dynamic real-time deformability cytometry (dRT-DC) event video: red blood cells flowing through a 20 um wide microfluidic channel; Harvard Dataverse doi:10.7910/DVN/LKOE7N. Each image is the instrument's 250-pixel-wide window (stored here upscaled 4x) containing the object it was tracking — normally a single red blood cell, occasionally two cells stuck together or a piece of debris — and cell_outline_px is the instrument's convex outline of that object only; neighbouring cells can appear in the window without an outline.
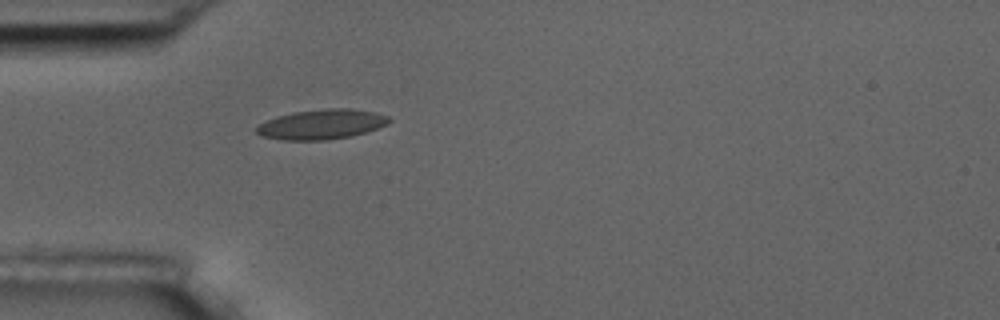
{"species": "common noctule bat (a hibernating species)", "species_latin": "Nyctalus noctula", "temperature_condition": "room temperature", "stored_images_in_passage": 1, "camera_frame_rate_fps": 3000, "um_per_image_px": 0.085, "animal": {"sex": "male", "body_mass_g": 17.5, "forearm_length_mm": 52.3}, "frame": {"image": 1, "passage_image": 1, "time_ms": 0.0, "image_size_px": [1000, 320], "cell_outline_px": [[392, 120], [388, 124], [352, 136], [328, 140], [284, 140], [260, 136], [256, 132], [256, 128], [260, 124], [276, 116], [292, 112], [324, 108], [352, 108], [372, 112], [388, 116]], "centroid_in_image_um": [27.33, 10.56], "position_along_channel_um": 57.7, "area_um2": 23.12}}